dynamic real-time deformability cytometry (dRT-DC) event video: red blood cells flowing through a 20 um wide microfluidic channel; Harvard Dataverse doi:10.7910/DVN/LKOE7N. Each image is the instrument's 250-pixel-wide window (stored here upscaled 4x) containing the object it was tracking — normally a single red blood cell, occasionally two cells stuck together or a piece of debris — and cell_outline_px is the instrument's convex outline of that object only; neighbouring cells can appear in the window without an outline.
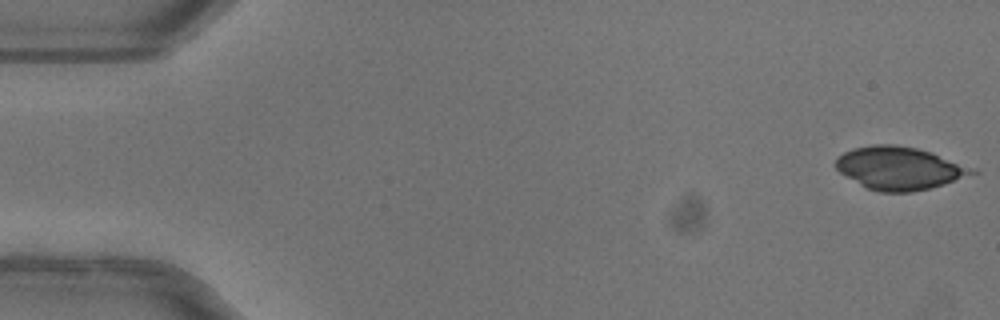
{"species": "common noctule bat (a hibernating species)", "species_latin": "Nyctalus noctula", "temperature_condition": "warm", "stored_images_in_passage": 7, "camera_frame_rate_fps": 3000, "um_per_image_px": 0.085, "animal": {"sex": "female"}, "frame": {"image": 1, "passage_image": 1, "time_ms": 0.0, "image_size_px": [1000, 320], "cell_outline_px": [[980, 172], [928, 188], [912, 192], [880, 192], [868, 188], [860, 184], [840, 172], [836, 168], [836, 160], [844, 152], [852, 148], [872, 144], [892, 144], [916, 148], [928, 152]], "centroid_in_image_um": [76.36, 14.29], "position_along_channel_um": 8.6, "area_um2": 33.06}}